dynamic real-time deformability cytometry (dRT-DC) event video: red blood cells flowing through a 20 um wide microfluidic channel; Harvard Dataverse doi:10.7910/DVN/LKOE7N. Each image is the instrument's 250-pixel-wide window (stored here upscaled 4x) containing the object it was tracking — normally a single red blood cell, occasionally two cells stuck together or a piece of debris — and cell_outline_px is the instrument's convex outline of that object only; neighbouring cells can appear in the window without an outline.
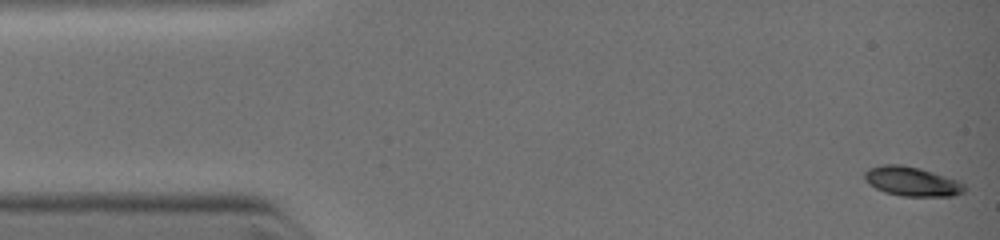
{"species": "common noctule bat (a hibernating species)", "species_latin": "Nyctalus noctula", "temperature_condition": "warm", "stored_images_in_passage": 9, "camera_frame_rate_fps": 3000, "um_per_image_px": 0.085, "animal": {"sex": "female", "body_mass_g": 19.0, "forearm_length_mm": 51.5}, "frame": {"image": 1, "passage_image": 1, "time_ms": 0.0, "image_size_px": [1000, 240], "cell_outline_px": [[964, 192], [952, 196], [904, 196], [884, 192], [868, 184], [864, 176], [864, 172], [868, 168], [880, 164], [900, 164], [920, 168], [956, 180], [964, 184]], "centroid_in_image_um": [77.46, 15.41], "position_along_channel_um": 7.5, "area_um2": 16.99}}
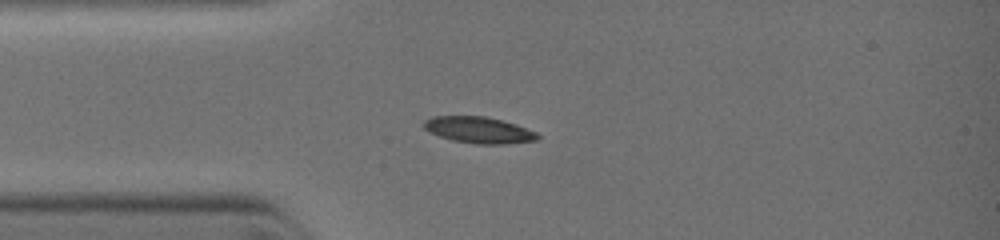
{"frame": {"image": 2, "passage_image": 6, "time_ms": 2.667, "image_size_px": [1000, 240], "cell_outline_px": [[540, 136], [536, 140], [500, 144], [480, 144], [452, 140], [440, 136], [424, 128], [424, 120], [432, 116], [484, 116], [516, 124], [536, 132]], "centroid_in_image_um": [40.69, 11.04], "position_along_channel_um": 44.3, "area_um2": 17.17}}